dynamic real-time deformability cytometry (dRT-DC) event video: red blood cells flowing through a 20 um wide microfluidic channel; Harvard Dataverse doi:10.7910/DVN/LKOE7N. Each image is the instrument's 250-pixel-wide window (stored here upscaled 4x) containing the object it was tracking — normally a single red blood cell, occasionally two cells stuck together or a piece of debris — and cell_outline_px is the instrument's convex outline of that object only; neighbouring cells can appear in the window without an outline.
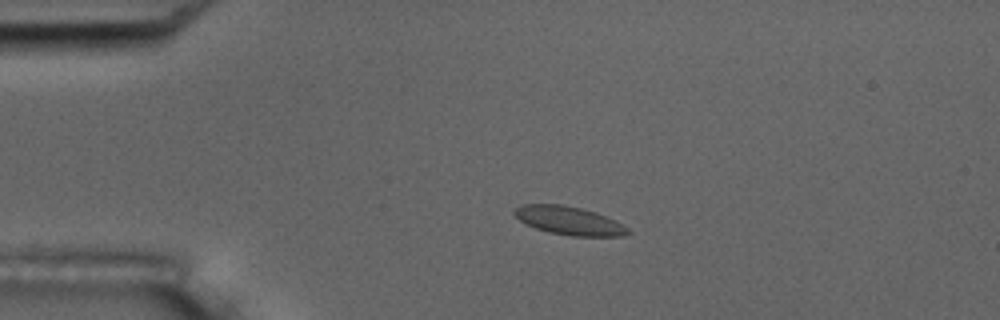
{"species": "common noctule bat (a hibernating species)", "species_latin": "Nyctalus noctula", "temperature_condition": "room temperature", "stored_images_in_passage": 5, "camera_frame_rate_fps": 3000, "um_per_image_px": 0.085, "animal": {"sex": "male", "body_mass_g": 17.5, "forearm_length_mm": 52.3}, "frame": {"image": 1, "passage_image": 4, "time_ms": 3.667, "image_size_px": [1000, 320], "cell_outline_px": [[632, 232], [624, 236], [572, 236], [548, 232], [524, 224], [512, 212], [516, 208], [524, 204], [564, 204], [596, 212], [628, 228]], "centroid_in_image_um": [48.34, 18.76], "position_along_channel_um": 36.7, "area_um2": 18.67}}